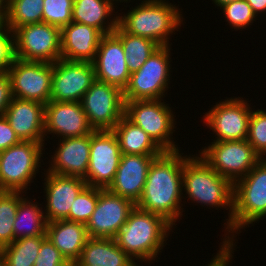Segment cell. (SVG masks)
<instances>
[{
  "mask_svg": "<svg viewBox=\"0 0 266 266\" xmlns=\"http://www.w3.org/2000/svg\"><path fill=\"white\" fill-rule=\"evenodd\" d=\"M179 152L164 151L153 160L142 196L136 203L139 209L158 214L172 225H177L175 222L183 216L181 199L184 153Z\"/></svg>",
  "mask_w": 266,
  "mask_h": 266,
  "instance_id": "cell-1",
  "label": "cell"
},
{
  "mask_svg": "<svg viewBox=\"0 0 266 266\" xmlns=\"http://www.w3.org/2000/svg\"><path fill=\"white\" fill-rule=\"evenodd\" d=\"M182 188L194 203L207 207L229 209L224 228L227 229L220 247L231 248L234 184L219 175L200 154L194 157L183 155ZM196 201V202H195Z\"/></svg>",
  "mask_w": 266,
  "mask_h": 266,
  "instance_id": "cell-2",
  "label": "cell"
},
{
  "mask_svg": "<svg viewBox=\"0 0 266 266\" xmlns=\"http://www.w3.org/2000/svg\"><path fill=\"white\" fill-rule=\"evenodd\" d=\"M173 227L162 216L135 206L114 239L134 261L150 264L163 249Z\"/></svg>",
  "mask_w": 266,
  "mask_h": 266,
  "instance_id": "cell-3",
  "label": "cell"
},
{
  "mask_svg": "<svg viewBox=\"0 0 266 266\" xmlns=\"http://www.w3.org/2000/svg\"><path fill=\"white\" fill-rule=\"evenodd\" d=\"M140 3L118 16V25L128 34L152 39L160 46L171 45L168 39L175 30L178 31L184 19L178 6L166 0H143Z\"/></svg>",
  "mask_w": 266,
  "mask_h": 266,
  "instance_id": "cell-4",
  "label": "cell"
},
{
  "mask_svg": "<svg viewBox=\"0 0 266 266\" xmlns=\"http://www.w3.org/2000/svg\"><path fill=\"white\" fill-rule=\"evenodd\" d=\"M266 217V158L234 183L231 248L234 233ZM246 226V227H245Z\"/></svg>",
  "mask_w": 266,
  "mask_h": 266,
  "instance_id": "cell-5",
  "label": "cell"
},
{
  "mask_svg": "<svg viewBox=\"0 0 266 266\" xmlns=\"http://www.w3.org/2000/svg\"><path fill=\"white\" fill-rule=\"evenodd\" d=\"M44 145L20 141L0 152V191L24 193L29 189L28 186L41 167Z\"/></svg>",
  "mask_w": 266,
  "mask_h": 266,
  "instance_id": "cell-6",
  "label": "cell"
},
{
  "mask_svg": "<svg viewBox=\"0 0 266 266\" xmlns=\"http://www.w3.org/2000/svg\"><path fill=\"white\" fill-rule=\"evenodd\" d=\"M170 47L160 46L139 70L131 73L123 90L125 101L157 100L165 96L171 76Z\"/></svg>",
  "mask_w": 266,
  "mask_h": 266,
  "instance_id": "cell-7",
  "label": "cell"
},
{
  "mask_svg": "<svg viewBox=\"0 0 266 266\" xmlns=\"http://www.w3.org/2000/svg\"><path fill=\"white\" fill-rule=\"evenodd\" d=\"M162 100L125 101V116L143 129L163 151H178L171 137L176 116L169 104Z\"/></svg>",
  "mask_w": 266,
  "mask_h": 266,
  "instance_id": "cell-8",
  "label": "cell"
},
{
  "mask_svg": "<svg viewBox=\"0 0 266 266\" xmlns=\"http://www.w3.org/2000/svg\"><path fill=\"white\" fill-rule=\"evenodd\" d=\"M200 151V156L219 175L228 178L233 184L246 176L262 159L246 139L214 141Z\"/></svg>",
  "mask_w": 266,
  "mask_h": 266,
  "instance_id": "cell-9",
  "label": "cell"
},
{
  "mask_svg": "<svg viewBox=\"0 0 266 266\" xmlns=\"http://www.w3.org/2000/svg\"><path fill=\"white\" fill-rule=\"evenodd\" d=\"M15 58L54 63L61 59V29L48 23H33L14 32Z\"/></svg>",
  "mask_w": 266,
  "mask_h": 266,
  "instance_id": "cell-10",
  "label": "cell"
},
{
  "mask_svg": "<svg viewBox=\"0 0 266 266\" xmlns=\"http://www.w3.org/2000/svg\"><path fill=\"white\" fill-rule=\"evenodd\" d=\"M81 104L94 131L113 130L125 115L123 90L99 80L85 92Z\"/></svg>",
  "mask_w": 266,
  "mask_h": 266,
  "instance_id": "cell-11",
  "label": "cell"
},
{
  "mask_svg": "<svg viewBox=\"0 0 266 266\" xmlns=\"http://www.w3.org/2000/svg\"><path fill=\"white\" fill-rule=\"evenodd\" d=\"M11 79L14 98L46 105L51 99L53 64L22 61L15 58L6 70Z\"/></svg>",
  "mask_w": 266,
  "mask_h": 266,
  "instance_id": "cell-12",
  "label": "cell"
},
{
  "mask_svg": "<svg viewBox=\"0 0 266 266\" xmlns=\"http://www.w3.org/2000/svg\"><path fill=\"white\" fill-rule=\"evenodd\" d=\"M122 152L119 141L112 130L93 131L87 175L88 186L106 189L114 179Z\"/></svg>",
  "mask_w": 266,
  "mask_h": 266,
  "instance_id": "cell-13",
  "label": "cell"
},
{
  "mask_svg": "<svg viewBox=\"0 0 266 266\" xmlns=\"http://www.w3.org/2000/svg\"><path fill=\"white\" fill-rule=\"evenodd\" d=\"M243 97H231L218 102L203 116L204 125L217 136L213 141L245 140L252 109Z\"/></svg>",
  "mask_w": 266,
  "mask_h": 266,
  "instance_id": "cell-14",
  "label": "cell"
},
{
  "mask_svg": "<svg viewBox=\"0 0 266 266\" xmlns=\"http://www.w3.org/2000/svg\"><path fill=\"white\" fill-rule=\"evenodd\" d=\"M95 80L92 62L59 59L53 63L50 101L81 102L83 95Z\"/></svg>",
  "mask_w": 266,
  "mask_h": 266,
  "instance_id": "cell-15",
  "label": "cell"
},
{
  "mask_svg": "<svg viewBox=\"0 0 266 266\" xmlns=\"http://www.w3.org/2000/svg\"><path fill=\"white\" fill-rule=\"evenodd\" d=\"M136 204L100 188L94 212L86 223L89 238H115Z\"/></svg>",
  "mask_w": 266,
  "mask_h": 266,
  "instance_id": "cell-16",
  "label": "cell"
},
{
  "mask_svg": "<svg viewBox=\"0 0 266 266\" xmlns=\"http://www.w3.org/2000/svg\"><path fill=\"white\" fill-rule=\"evenodd\" d=\"M45 136L56 134L60 139L91 134L90 126L81 102L49 101L45 105Z\"/></svg>",
  "mask_w": 266,
  "mask_h": 266,
  "instance_id": "cell-17",
  "label": "cell"
},
{
  "mask_svg": "<svg viewBox=\"0 0 266 266\" xmlns=\"http://www.w3.org/2000/svg\"><path fill=\"white\" fill-rule=\"evenodd\" d=\"M92 63L96 80L115 85L122 90L127 86L131 73L121 39L114 32L102 36Z\"/></svg>",
  "mask_w": 266,
  "mask_h": 266,
  "instance_id": "cell-18",
  "label": "cell"
},
{
  "mask_svg": "<svg viewBox=\"0 0 266 266\" xmlns=\"http://www.w3.org/2000/svg\"><path fill=\"white\" fill-rule=\"evenodd\" d=\"M158 156L122 154L114 179L106 189L136 204L142 196L150 165Z\"/></svg>",
  "mask_w": 266,
  "mask_h": 266,
  "instance_id": "cell-19",
  "label": "cell"
},
{
  "mask_svg": "<svg viewBox=\"0 0 266 266\" xmlns=\"http://www.w3.org/2000/svg\"><path fill=\"white\" fill-rule=\"evenodd\" d=\"M46 172L44 190L46 199L45 219L48 222L66 219L74 199L87 186L84 178L63 176Z\"/></svg>",
  "mask_w": 266,
  "mask_h": 266,
  "instance_id": "cell-20",
  "label": "cell"
},
{
  "mask_svg": "<svg viewBox=\"0 0 266 266\" xmlns=\"http://www.w3.org/2000/svg\"><path fill=\"white\" fill-rule=\"evenodd\" d=\"M4 117L20 141L45 142L44 104L13 97Z\"/></svg>",
  "mask_w": 266,
  "mask_h": 266,
  "instance_id": "cell-21",
  "label": "cell"
},
{
  "mask_svg": "<svg viewBox=\"0 0 266 266\" xmlns=\"http://www.w3.org/2000/svg\"><path fill=\"white\" fill-rule=\"evenodd\" d=\"M55 154L46 170L63 176H76L85 178L89 165L91 134L81 137L59 139Z\"/></svg>",
  "mask_w": 266,
  "mask_h": 266,
  "instance_id": "cell-22",
  "label": "cell"
},
{
  "mask_svg": "<svg viewBox=\"0 0 266 266\" xmlns=\"http://www.w3.org/2000/svg\"><path fill=\"white\" fill-rule=\"evenodd\" d=\"M102 36L98 29L72 21L61 29V59L93 62Z\"/></svg>",
  "mask_w": 266,
  "mask_h": 266,
  "instance_id": "cell-23",
  "label": "cell"
},
{
  "mask_svg": "<svg viewBox=\"0 0 266 266\" xmlns=\"http://www.w3.org/2000/svg\"><path fill=\"white\" fill-rule=\"evenodd\" d=\"M46 236L72 266L89 239L86 224L66 219L48 222Z\"/></svg>",
  "mask_w": 266,
  "mask_h": 266,
  "instance_id": "cell-24",
  "label": "cell"
},
{
  "mask_svg": "<svg viewBox=\"0 0 266 266\" xmlns=\"http://www.w3.org/2000/svg\"><path fill=\"white\" fill-rule=\"evenodd\" d=\"M135 261L113 238H89L73 266H131Z\"/></svg>",
  "mask_w": 266,
  "mask_h": 266,
  "instance_id": "cell-25",
  "label": "cell"
},
{
  "mask_svg": "<svg viewBox=\"0 0 266 266\" xmlns=\"http://www.w3.org/2000/svg\"><path fill=\"white\" fill-rule=\"evenodd\" d=\"M114 7L107 0H74L72 21L94 27L103 35L113 33L118 26V16L113 14Z\"/></svg>",
  "mask_w": 266,
  "mask_h": 266,
  "instance_id": "cell-26",
  "label": "cell"
},
{
  "mask_svg": "<svg viewBox=\"0 0 266 266\" xmlns=\"http://www.w3.org/2000/svg\"><path fill=\"white\" fill-rule=\"evenodd\" d=\"M112 131L117 136L122 154L161 155L164 152L143 129L125 115Z\"/></svg>",
  "mask_w": 266,
  "mask_h": 266,
  "instance_id": "cell-27",
  "label": "cell"
},
{
  "mask_svg": "<svg viewBox=\"0 0 266 266\" xmlns=\"http://www.w3.org/2000/svg\"><path fill=\"white\" fill-rule=\"evenodd\" d=\"M47 221L42 207L23 198L18 205L13 224L14 241L16 239L46 235Z\"/></svg>",
  "mask_w": 266,
  "mask_h": 266,
  "instance_id": "cell-28",
  "label": "cell"
},
{
  "mask_svg": "<svg viewBox=\"0 0 266 266\" xmlns=\"http://www.w3.org/2000/svg\"><path fill=\"white\" fill-rule=\"evenodd\" d=\"M114 33L121 39L130 73L139 70L154 51L160 47L152 39L126 33L119 25Z\"/></svg>",
  "mask_w": 266,
  "mask_h": 266,
  "instance_id": "cell-29",
  "label": "cell"
},
{
  "mask_svg": "<svg viewBox=\"0 0 266 266\" xmlns=\"http://www.w3.org/2000/svg\"><path fill=\"white\" fill-rule=\"evenodd\" d=\"M46 235L16 239L3 247V254L7 266H34L42 241Z\"/></svg>",
  "mask_w": 266,
  "mask_h": 266,
  "instance_id": "cell-30",
  "label": "cell"
},
{
  "mask_svg": "<svg viewBox=\"0 0 266 266\" xmlns=\"http://www.w3.org/2000/svg\"><path fill=\"white\" fill-rule=\"evenodd\" d=\"M44 0H9L4 26L13 32L23 25L41 23Z\"/></svg>",
  "mask_w": 266,
  "mask_h": 266,
  "instance_id": "cell-31",
  "label": "cell"
},
{
  "mask_svg": "<svg viewBox=\"0 0 266 266\" xmlns=\"http://www.w3.org/2000/svg\"><path fill=\"white\" fill-rule=\"evenodd\" d=\"M22 194L0 191V250L14 241L13 224L19 202L24 198Z\"/></svg>",
  "mask_w": 266,
  "mask_h": 266,
  "instance_id": "cell-32",
  "label": "cell"
},
{
  "mask_svg": "<svg viewBox=\"0 0 266 266\" xmlns=\"http://www.w3.org/2000/svg\"><path fill=\"white\" fill-rule=\"evenodd\" d=\"M99 194V187L87 185L74 199L66 220L86 224L94 212Z\"/></svg>",
  "mask_w": 266,
  "mask_h": 266,
  "instance_id": "cell-33",
  "label": "cell"
},
{
  "mask_svg": "<svg viewBox=\"0 0 266 266\" xmlns=\"http://www.w3.org/2000/svg\"><path fill=\"white\" fill-rule=\"evenodd\" d=\"M42 22L62 29L72 22L74 0H44Z\"/></svg>",
  "mask_w": 266,
  "mask_h": 266,
  "instance_id": "cell-34",
  "label": "cell"
},
{
  "mask_svg": "<svg viewBox=\"0 0 266 266\" xmlns=\"http://www.w3.org/2000/svg\"><path fill=\"white\" fill-rule=\"evenodd\" d=\"M246 140L252 145L254 151L264 159L266 156V110H252Z\"/></svg>",
  "mask_w": 266,
  "mask_h": 266,
  "instance_id": "cell-35",
  "label": "cell"
},
{
  "mask_svg": "<svg viewBox=\"0 0 266 266\" xmlns=\"http://www.w3.org/2000/svg\"><path fill=\"white\" fill-rule=\"evenodd\" d=\"M226 21L232 28L246 29L247 26L252 25L256 19V14L253 12L252 7L246 0H235L222 6ZM252 23V24H251Z\"/></svg>",
  "mask_w": 266,
  "mask_h": 266,
  "instance_id": "cell-36",
  "label": "cell"
},
{
  "mask_svg": "<svg viewBox=\"0 0 266 266\" xmlns=\"http://www.w3.org/2000/svg\"><path fill=\"white\" fill-rule=\"evenodd\" d=\"M34 266H72L46 237L40 246Z\"/></svg>",
  "mask_w": 266,
  "mask_h": 266,
  "instance_id": "cell-37",
  "label": "cell"
},
{
  "mask_svg": "<svg viewBox=\"0 0 266 266\" xmlns=\"http://www.w3.org/2000/svg\"><path fill=\"white\" fill-rule=\"evenodd\" d=\"M15 59L14 33L0 24V72L6 71Z\"/></svg>",
  "mask_w": 266,
  "mask_h": 266,
  "instance_id": "cell-38",
  "label": "cell"
},
{
  "mask_svg": "<svg viewBox=\"0 0 266 266\" xmlns=\"http://www.w3.org/2000/svg\"><path fill=\"white\" fill-rule=\"evenodd\" d=\"M12 98L10 76L6 71L0 72V117L4 116L5 110L11 103Z\"/></svg>",
  "mask_w": 266,
  "mask_h": 266,
  "instance_id": "cell-39",
  "label": "cell"
},
{
  "mask_svg": "<svg viewBox=\"0 0 266 266\" xmlns=\"http://www.w3.org/2000/svg\"><path fill=\"white\" fill-rule=\"evenodd\" d=\"M20 142L8 120L0 117V152Z\"/></svg>",
  "mask_w": 266,
  "mask_h": 266,
  "instance_id": "cell-40",
  "label": "cell"
},
{
  "mask_svg": "<svg viewBox=\"0 0 266 266\" xmlns=\"http://www.w3.org/2000/svg\"><path fill=\"white\" fill-rule=\"evenodd\" d=\"M233 250L234 248L220 247L218 253L212 258L213 260L211 259L210 264L206 266H228L233 258Z\"/></svg>",
  "mask_w": 266,
  "mask_h": 266,
  "instance_id": "cell-41",
  "label": "cell"
},
{
  "mask_svg": "<svg viewBox=\"0 0 266 266\" xmlns=\"http://www.w3.org/2000/svg\"><path fill=\"white\" fill-rule=\"evenodd\" d=\"M247 3L252 7L253 12L258 16L259 13H265L266 11V0H246Z\"/></svg>",
  "mask_w": 266,
  "mask_h": 266,
  "instance_id": "cell-42",
  "label": "cell"
},
{
  "mask_svg": "<svg viewBox=\"0 0 266 266\" xmlns=\"http://www.w3.org/2000/svg\"><path fill=\"white\" fill-rule=\"evenodd\" d=\"M9 0H0V24H3L7 17Z\"/></svg>",
  "mask_w": 266,
  "mask_h": 266,
  "instance_id": "cell-43",
  "label": "cell"
},
{
  "mask_svg": "<svg viewBox=\"0 0 266 266\" xmlns=\"http://www.w3.org/2000/svg\"><path fill=\"white\" fill-rule=\"evenodd\" d=\"M218 7H222V6H224V5H226V4H228V3H231V2H233V1H235V0H212Z\"/></svg>",
  "mask_w": 266,
  "mask_h": 266,
  "instance_id": "cell-44",
  "label": "cell"
},
{
  "mask_svg": "<svg viewBox=\"0 0 266 266\" xmlns=\"http://www.w3.org/2000/svg\"><path fill=\"white\" fill-rule=\"evenodd\" d=\"M0 266H7L3 254L0 252Z\"/></svg>",
  "mask_w": 266,
  "mask_h": 266,
  "instance_id": "cell-45",
  "label": "cell"
},
{
  "mask_svg": "<svg viewBox=\"0 0 266 266\" xmlns=\"http://www.w3.org/2000/svg\"><path fill=\"white\" fill-rule=\"evenodd\" d=\"M107 1H109L110 3H112L113 5L115 4V2H118L119 3V1H120V3L121 2H128V0H107ZM115 1V2H114ZM131 0H129V2H130Z\"/></svg>",
  "mask_w": 266,
  "mask_h": 266,
  "instance_id": "cell-46",
  "label": "cell"
},
{
  "mask_svg": "<svg viewBox=\"0 0 266 266\" xmlns=\"http://www.w3.org/2000/svg\"><path fill=\"white\" fill-rule=\"evenodd\" d=\"M131 266H141V265L137 264V262H134Z\"/></svg>",
  "mask_w": 266,
  "mask_h": 266,
  "instance_id": "cell-47",
  "label": "cell"
}]
</instances>
